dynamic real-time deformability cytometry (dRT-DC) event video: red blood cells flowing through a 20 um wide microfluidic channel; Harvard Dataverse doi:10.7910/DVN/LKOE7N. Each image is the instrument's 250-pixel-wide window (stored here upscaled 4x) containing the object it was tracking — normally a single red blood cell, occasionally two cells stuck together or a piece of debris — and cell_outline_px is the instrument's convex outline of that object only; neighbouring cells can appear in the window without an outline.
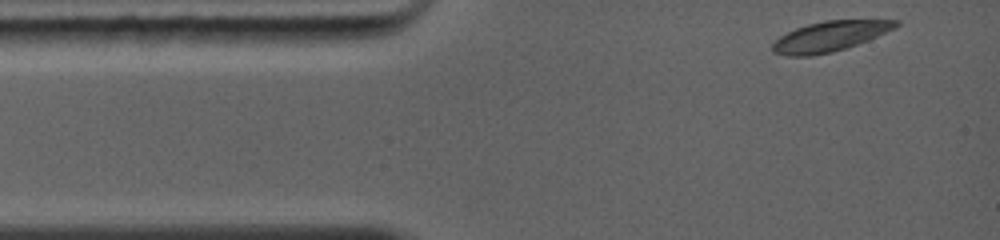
{"species": "common noctule bat (a hibernating species)", "species_latin": "Nyctalus noctula", "temperature_condition": "warm", "stored_images_in_passage": 22, "camera_frame_rate_fps": 5000, "um_per_image_px": 0.085, "animal": {"sex": "female", "body_mass_g": 19.0, "forearm_length_mm": 56.7}, "frame": {"image": 1, "passage_image": 1, "time_ms": 0.0, "image_size_px": [1000, 240], "cell_outline_px": [[900, 24], [896, 28], [856, 44], [832, 52], [812, 56], [788, 56], [772, 52], [772, 44], [780, 36], [796, 28], [808, 24], [824, 20], [900, 20]], "centroid_in_image_um": [70.52, 3.09], "position_along_channel_um": 14.5, "area_um2": 21.44}}
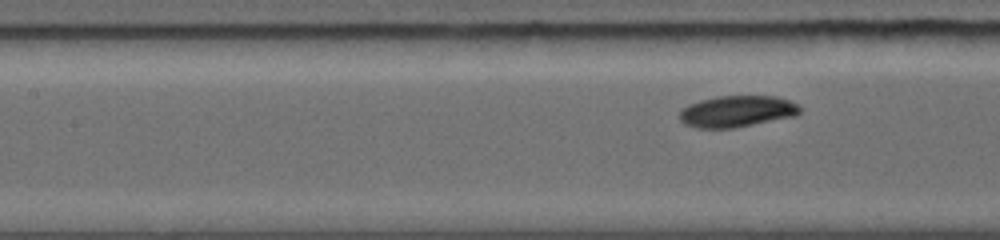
{"frame": {"image": 2, "passage_image": 13, "time_ms": 4.2, "image_size_px": [1000, 240], "cell_outline_px": [[800, 112], [796, 116], [732, 128], [696, 128], [684, 124], [680, 120], [680, 108], [688, 104], [700, 100], [716, 96], [776, 96], [788, 100], [796, 104], [800, 108]], "centroid_in_image_um": [62.6, 9.46], "position_along_channel_um": 144.8, "area_um2": 22.08}}
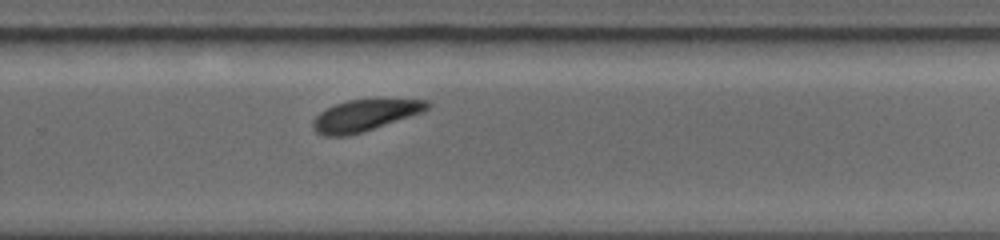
{"frame": {"image": 3, "passage_image": 22, "time_ms": 7.8, "image_size_px": [1000, 240], "cell_outline_px": [[432, 104], [428, 108], [420, 112], [364, 132], [348, 136], [324, 136], [316, 132], [312, 128], [312, 120], [320, 112], [336, 104], [348, 100], [428, 100]], "centroid_in_image_um": [30.94, 9.83], "position_along_channel_um": 298.9, "area_um2": 20.58}}